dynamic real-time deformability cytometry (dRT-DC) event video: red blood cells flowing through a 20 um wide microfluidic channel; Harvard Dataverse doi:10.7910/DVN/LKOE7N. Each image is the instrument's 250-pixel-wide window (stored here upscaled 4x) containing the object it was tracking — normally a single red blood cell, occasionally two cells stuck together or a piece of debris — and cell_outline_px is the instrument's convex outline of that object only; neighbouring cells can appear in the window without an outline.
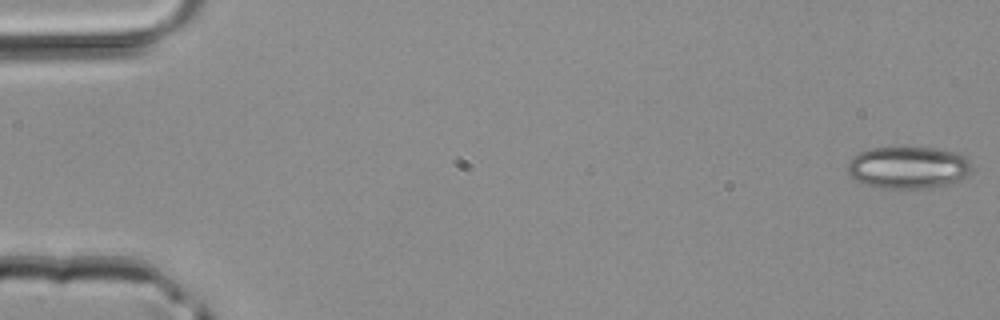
{"species": "common noctule bat (a hibernating species)", "species_latin": "Nyctalus noctula", "temperature_condition": "room temperature", "stored_images_in_passage": 4, "camera_frame_rate_fps": 3000, "um_per_image_px": 0.085, "animal": {"sex": "male", "body_mass_g": 20.4}, "frame": {"image": 1, "passage_image": 1, "time_ms": 0.0, "image_size_px": [1000, 320], "cell_outline_px": [[972, 172], [964, 180], [948, 184], [924, 188], [876, 188], [856, 180], [848, 172], [848, 160], [852, 156], [860, 152], [872, 148], [936, 148], [952, 152], [964, 156], [968, 160], [972, 168]], "centroid_in_image_um": [77.21, 14.25], "position_along_channel_um": 7.8, "area_um2": 30.52}}